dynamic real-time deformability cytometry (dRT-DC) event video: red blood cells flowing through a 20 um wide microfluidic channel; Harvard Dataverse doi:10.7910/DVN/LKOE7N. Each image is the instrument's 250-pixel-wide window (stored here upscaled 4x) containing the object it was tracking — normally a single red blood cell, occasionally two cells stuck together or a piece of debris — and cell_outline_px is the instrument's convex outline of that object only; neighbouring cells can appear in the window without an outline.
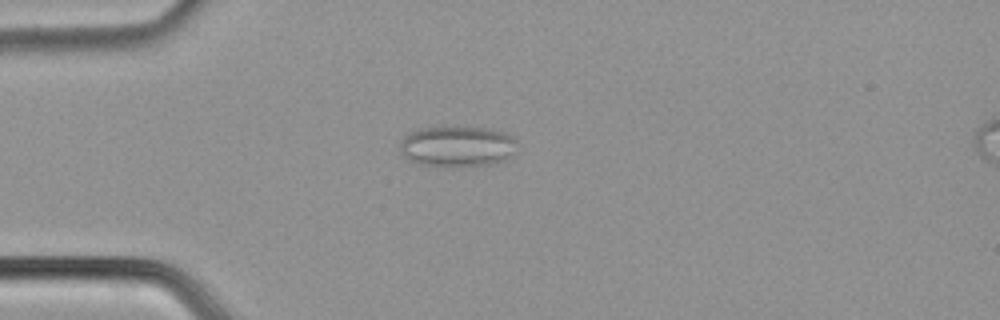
{"species": "common noctule bat (a hibernating species)", "species_latin": "Nyctalus noctula", "temperature_condition": "cold", "stored_images_in_passage": 55, "camera_frame_rate_fps": 3000, "um_per_image_px": 0.085, "animal": {"sex": "male", "body_mass_g": 21.5, "forearm_length_mm": 52.0}, "frame": {"image": 1, "passage_image": 15, "time_ms": 4.667, "image_size_px": [1000, 320], "cell_outline_px": [[516, 140], [504, 156], [500, 160], [492, 164], [424, 164], [408, 160], [400, 148], [400, 144], [404, 136], [420, 128], [488, 128], [508, 132]], "centroid_in_image_um": [38.8, 12.39], "position_along_channel_um": 46.2, "area_um2": 26.13}}
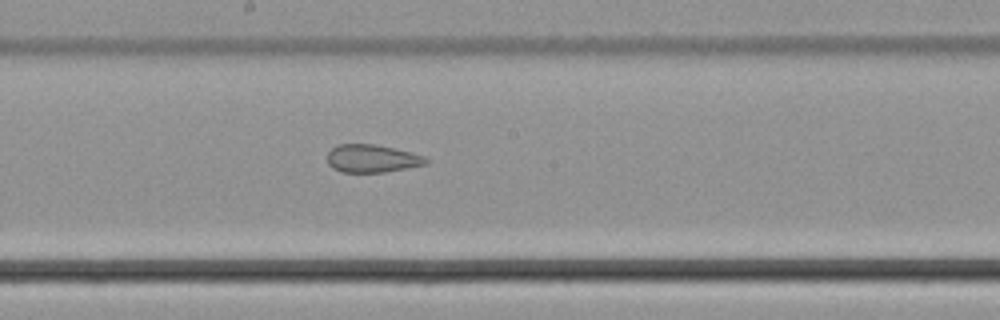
{"frame": {"image": 2, "passage_image": 30, "time_ms": 9.667, "image_size_px": [1000, 320], "cell_outline_px": [[428, 164], [384, 172], [344, 172], [332, 168], [328, 164], [328, 152], [336, 144], [372, 144], [392, 148], [424, 156], [428, 160]], "centroid_in_image_um": [31.59, 13.48], "position_along_channel_um": 216.6, "area_um2": 15.84}}
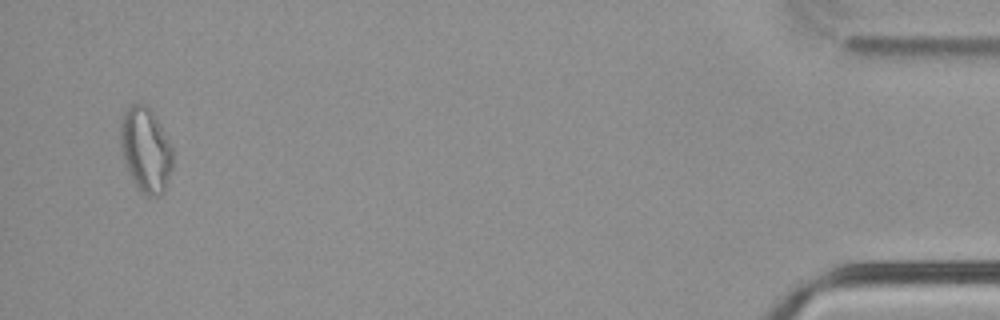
{"frame": {"image": 3, "passage_image": 53, "time_ms": 17.333, "image_size_px": [1000, 320], "cell_outline_px": [[172, 168], [164, 192], [156, 196], [148, 196], [136, 184], [124, 160], [120, 144], [120, 124], [124, 112], [132, 104], [144, 104], [152, 112], [160, 124], [172, 148]], "centroid_in_image_um": [12.39, 12.71], "position_along_channel_um": 422.8, "area_um2": 25.2}, "authors_computed_cell_mechanics": {"area_um2": 21.6172, "velocity_mm_per_s": 3.7826, "shape_relaxation_time_tau1_ms": null, "shape_relaxation_time_tau2_ms": 2.6068, "deformation_change_tau1": null, "deformation_change_tau2": 0.0961}}